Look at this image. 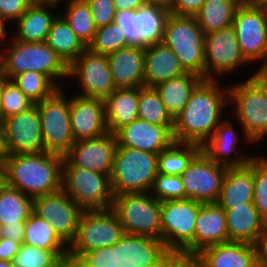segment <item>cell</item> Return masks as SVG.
<instances>
[{
	"label": "cell",
	"mask_w": 267,
	"mask_h": 267,
	"mask_svg": "<svg viewBox=\"0 0 267 267\" xmlns=\"http://www.w3.org/2000/svg\"><path fill=\"white\" fill-rule=\"evenodd\" d=\"M104 102L106 123L112 134L138 118V87L116 88Z\"/></svg>",
	"instance_id": "30"
},
{
	"label": "cell",
	"mask_w": 267,
	"mask_h": 267,
	"mask_svg": "<svg viewBox=\"0 0 267 267\" xmlns=\"http://www.w3.org/2000/svg\"><path fill=\"white\" fill-rule=\"evenodd\" d=\"M20 245V242L0 237V260L13 262Z\"/></svg>",
	"instance_id": "50"
},
{
	"label": "cell",
	"mask_w": 267,
	"mask_h": 267,
	"mask_svg": "<svg viewBox=\"0 0 267 267\" xmlns=\"http://www.w3.org/2000/svg\"><path fill=\"white\" fill-rule=\"evenodd\" d=\"M237 1L240 2L241 4L254 2V0H237Z\"/></svg>",
	"instance_id": "64"
},
{
	"label": "cell",
	"mask_w": 267,
	"mask_h": 267,
	"mask_svg": "<svg viewBox=\"0 0 267 267\" xmlns=\"http://www.w3.org/2000/svg\"><path fill=\"white\" fill-rule=\"evenodd\" d=\"M9 79L6 77L0 78V103H1V97H2V92H3V87L4 84L8 81ZM2 116H1V108H0V125H2Z\"/></svg>",
	"instance_id": "59"
},
{
	"label": "cell",
	"mask_w": 267,
	"mask_h": 267,
	"mask_svg": "<svg viewBox=\"0 0 267 267\" xmlns=\"http://www.w3.org/2000/svg\"><path fill=\"white\" fill-rule=\"evenodd\" d=\"M111 209L138 251L161 254V201L147 193L114 196Z\"/></svg>",
	"instance_id": "3"
},
{
	"label": "cell",
	"mask_w": 267,
	"mask_h": 267,
	"mask_svg": "<svg viewBox=\"0 0 267 267\" xmlns=\"http://www.w3.org/2000/svg\"><path fill=\"white\" fill-rule=\"evenodd\" d=\"M6 155L44 152L39 110L34 104L2 122Z\"/></svg>",
	"instance_id": "18"
},
{
	"label": "cell",
	"mask_w": 267,
	"mask_h": 267,
	"mask_svg": "<svg viewBox=\"0 0 267 267\" xmlns=\"http://www.w3.org/2000/svg\"><path fill=\"white\" fill-rule=\"evenodd\" d=\"M11 80L34 103L45 100L59 89L46 75L34 71L17 74Z\"/></svg>",
	"instance_id": "40"
},
{
	"label": "cell",
	"mask_w": 267,
	"mask_h": 267,
	"mask_svg": "<svg viewBox=\"0 0 267 267\" xmlns=\"http://www.w3.org/2000/svg\"><path fill=\"white\" fill-rule=\"evenodd\" d=\"M22 243L48 250H68L53 227L34 213L26 221Z\"/></svg>",
	"instance_id": "37"
},
{
	"label": "cell",
	"mask_w": 267,
	"mask_h": 267,
	"mask_svg": "<svg viewBox=\"0 0 267 267\" xmlns=\"http://www.w3.org/2000/svg\"><path fill=\"white\" fill-rule=\"evenodd\" d=\"M138 118L152 124L174 126V119L154 87H138Z\"/></svg>",
	"instance_id": "39"
},
{
	"label": "cell",
	"mask_w": 267,
	"mask_h": 267,
	"mask_svg": "<svg viewBox=\"0 0 267 267\" xmlns=\"http://www.w3.org/2000/svg\"><path fill=\"white\" fill-rule=\"evenodd\" d=\"M5 77L3 73V48H0V78Z\"/></svg>",
	"instance_id": "61"
},
{
	"label": "cell",
	"mask_w": 267,
	"mask_h": 267,
	"mask_svg": "<svg viewBox=\"0 0 267 267\" xmlns=\"http://www.w3.org/2000/svg\"><path fill=\"white\" fill-rule=\"evenodd\" d=\"M148 4H157L169 8L171 0H144Z\"/></svg>",
	"instance_id": "58"
},
{
	"label": "cell",
	"mask_w": 267,
	"mask_h": 267,
	"mask_svg": "<svg viewBox=\"0 0 267 267\" xmlns=\"http://www.w3.org/2000/svg\"><path fill=\"white\" fill-rule=\"evenodd\" d=\"M257 2L267 8V0H257Z\"/></svg>",
	"instance_id": "63"
},
{
	"label": "cell",
	"mask_w": 267,
	"mask_h": 267,
	"mask_svg": "<svg viewBox=\"0 0 267 267\" xmlns=\"http://www.w3.org/2000/svg\"><path fill=\"white\" fill-rule=\"evenodd\" d=\"M63 156L41 152L6 155V185L33 198L62 189Z\"/></svg>",
	"instance_id": "4"
},
{
	"label": "cell",
	"mask_w": 267,
	"mask_h": 267,
	"mask_svg": "<svg viewBox=\"0 0 267 267\" xmlns=\"http://www.w3.org/2000/svg\"><path fill=\"white\" fill-rule=\"evenodd\" d=\"M7 26L8 25L3 20L0 19V45L3 44L2 46H0V48H3L4 44H7L6 40L7 38H9L8 36H10V35H7L9 34L8 30H6L8 28Z\"/></svg>",
	"instance_id": "56"
},
{
	"label": "cell",
	"mask_w": 267,
	"mask_h": 267,
	"mask_svg": "<svg viewBox=\"0 0 267 267\" xmlns=\"http://www.w3.org/2000/svg\"><path fill=\"white\" fill-rule=\"evenodd\" d=\"M64 88L35 103L40 115L44 152L60 156H64L75 143L70 122V95H66Z\"/></svg>",
	"instance_id": "10"
},
{
	"label": "cell",
	"mask_w": 267,
	"mask_h": 267,
	"mask_svg": "<svg viewBox=\"0 0 267 267\" xmlns=\"http://www.w3.org/2000/svg\"><path fill=\"white\" fill-rule=\"evenodd\" d=\"M116 11L137 10L145 3L144 0H113Z\"/></svg>",
	"instance_id": "52"
},
{
	"label": "cell",
	"mask_w": 267,
	"mask_h": 267,
	"mask_svg": "<svg viewBox=\"0 0 267 267\" xmlns=\"http://www.w3.org/2000/svg\"><path fill=\"white\" fill-rule=\"evenodd\" d=\"M227 167L212 161L201 151L179 175L186 198L202 203L216 202Z\"/></svg>",
	"instance_id": "17"
},
{
	"label": "cell",
	"mask_w": 267,
	"mask_h": 267,
	"mask_svg": "<svg viewBox=\"0 0 267 267\" xmlns=\"http://www.w3.org/2000/svg\"><path fill=\"white\" fill-rule=\"evenodd\" d=\"M107 58L116 88L144 86L145 47L127 46Z\"/></svg>",
	"instance_id": "24"
},
{
	"label": "cell",
	"mask_w": 267,
	"mask_h": 267,
	"mask_svg": "<svg viewBox=\"0 0 267 267\" xmlns=\"http://www.w3.org/2000/svg\"><path fill=\"white\" fill-rule=\"evenodd\" d=\"M65 267H113V264L74 263L67 262Z\"/></svg>",
	"instance_id": "55"
},
{
	"label": "cell",
	"mask_w": 267,
	"mask_h": 267,
	"mask_svg": "<svg viewBox=\"0 0 267 267\" xmlns=\"http://www.w3.org/2000/svg\"><path fill=\"white\" fill-rule=\"evenodd\" d=\"M158 154L118 146L110 181L114 196L150 192L158 175Z\"/></svg>",
	"instance_id": "8"
},
{
	"label": "cell",
	"mask_w": 267,
	"mask_h": 267,
	"mask_svg": "<svg viewBox=\"0 0 267 267\" xmlns=\"http://www.w3.org/2000/svg\"><path fill=\"white\" fill-rule=\"evenodd\" d=\"M184 267H257L255 245L227 241L209 246Z\"/></svg>",
	"instance_id": "23"
},
{
	"label": "cell",
	"mask_w": 267,
	"mask_h": 267,
	"mask_svg": "<svg viewBox=\"0 0 267 267\" xmlns=\"http://www.w3.org/2000/svg\"><path fill=\"white\" fill-rule=\"evenodd\" d=\"M129 46L127 44L125 33L115 22L97 28L93 40L87 49L94 53L108 56L122 48Z\"/></svg>",
	"instance_id": "41"
},
{
	"label": "cell",
	"mask_w": 267,
	"mask_h": 267,
	"mask_svg": "<svg viewBox=\"0 0 267 267\" xmlns=\"http://www.w3.org/2000/svg\"><path fill=\"white\" fill-rule=\"evenodd\" d=\"M68 250H48L21 244L13 260L14 267H65Z\"/></svg>",
	"instance_id": "38"
},
{
	"label": "cell",
	"mask_w": 267,
	"mask_h": 267,
	"mask_svg": "<svg viewBox=\"0 0 267 267\" xmlns=\"http://www.w3.org/2000/svg\"><path fill=\"white\" fill-rule=\"evenodd\" d=\"M35 103L31 101L12 80H8L3 87L1 97L2 121L10 116L20 114L30 109Z\"/></svg>",
	"instance_id": "42"
},
{
	"label": "cell",
	"mask_w": 267,
	"mask_h": 267,
	"mask_svg": "<svg viewBox=\"0 0 267 267\" xmlns=\"http://www.w3.org/2000/svg\"><path fill=\"white\" fill-rule=\"evenodd\" d=\"M218 80H202L183 110L175 117V142L202 146L224 119L229 105V87ZM222 86V87H221Z\"/></svg>",
	"instance_id": "2"
},
{
	"label": "cell",
	"mask_w": 267,
	"mask_h": 267,
	"mask_svg": "<svg viewBox=\"0 0 267 267\" xmlns=\"http://www.w3.org/2000/svg\"><path fill=\"white\" fill-rule=\"evenodd\" d=\"M173 127L152 124L137 118L119 129L115 135L118 146L159 154L175 142Z\"/></svg>",
	"instance_id": "22"
},
{
	"label": "cell",
	"mask_w": 267,
	"mask_h": 267,
	"mask_svg": "<svg viewBox=\"0 0 267 267\" xmlns=\"http://www.w3.org/2000/svg\"><path fill=\"white\" fill-rule=\"evenodd\" d=\"M232 26L243 57L250 64L267 65V8L257 1L241 4Z\"/></svg>",
	"instance_id": "12"
},
{
	"label": "cell",
	"mask_w": 267,
	"mask_h": 267,
	"mask_svg": "<svg viewBox=\"0 0 267 267\" xmlns=\"http://www.w3.org/2000/svg\"><path fill=\"white\" fill-rule=\"evenodd\" d=\"M68 1L69 0H29V3L35 6H50L57 10L58 5L61 6V3L63 2L65 5Z\"/></svg>",
	"instance_id": "53"
},
{
	"label": "cell",
	"mask_w": 267,
	"mask_h": 267,
	"mask_svg": "<svg viewBox=\"0 0 267 267\" xmlns=\"http://www.w3.org/2000/svg\"><path fill=\"white\" fill-rule=\"evenodd\" d=\"M9 39L3 47L6 78L11 80L17 74L34 71L46 75L58 88H63L61 79L68 80V66L46 42H20L11 36Z\"/></svg>",
	"instance_id": "6"
},
{
	"label": "cell",
	"mask_w": 267,
	"mask_h": 267,
	"mask_svg": "<svg viewBox=\"0 0 267 267\" xmlns=\"http://www.w3.org/2000/svg\"><path fill=\"white\" fill-rule=\"evenodd\" d=\"M257 267H267V223L256 243Z\"/></svg>",
	"instance_id": "51"
},
{
	"label": "cell",
	"mask_w": 267,
	"mask_h": 267,
	"mask_svg": "<svg viewBox=\"0 0 267 267\" xmlns=\"http://www.w3.org/2000/svg\"><path fill=\"white\" fill-rule=\"evenodd\" d=\"M227 241L225 211L216 202H201L195 223L194 256L206 247Z\"/></svg>",
	"instance_id": "25"
},
{
	"label": "cell",
	"mask_w": 267,
	"mask_h": 267,
	"mask_svg": "<svg viewBox=\"0 0 267 267\" xmlns=\"http://www.w3.org/2000/svg\"><path fill=\"white\" fill-rule=\"evenodd\" d=\"M201 151L200 145L174 142L158 154V173L180 175Z\"/></svg>",
	"instance_id": "36"
},
{
	"label": "cell",
	"mask_w": 267,
	"mask_h": 267,
	"mask_svg": "<svg viewBox=\"0 0 267 267\" xmlns=\"http://www.w3.org/2000/svg\"><path fill=\"white\" fill-rule=\"evenodd\" d=\"M113 267H178L175 261L155 251H138L135 255L113 263Z\"/></svg>",
	"instance_id": "45"
},
{
	"label": "cell",
	"mask_w": 267,
	"mask_h": 267,
	"mask_svg": "<svg viewBox=\"0 0 267 267\" xmlns=\"http://www.w3.org/2000/svg\"><path fill=\"white\" fill-rule=\"evenodd\" d=\"M252 159L246 166L227 168L216 203L223 209L253 202Z\"/></svg>",
	"instance_id": "28"
},
{
	"label": "cell",
	"mask_w": 267,
	"mask_h": 267,
	"mask_svg": "<svg viewBox=\"0 0 267 267\" xmlns=\"http://www.w3.org/2000/svg\"><path fill=\"white\" fill-rule=\"evenodd\" d=\"M33 213V199L8 185L0 187V223L26 222Z\"/></svg>",
	"instance_id": "34"
},
{
	"label": "cell",
	"mask_w": 267,
	"mask_h": 267,
	"mask_svg": "<svg viewBox=\"0 0 267 267\" xmlns=\"http://www.w3.org/2000/svg\"><path fill=\"white\" fill-rule=\"evenodd\" d=\"M0 155H6V150L4 147L3 128L1 125H0Z\"/></svg>",
	"instance_id": "60"
},
{
	"label": "cell",
	"mask_w": 267,
	"mask_h": 267,
	"mask_svg": "<svg viewBox=\"0 0 267 267\" xmlns=\"http://www.w3.org/2000/svg\"><path fill=\"white\" fill-rule=\"evenodd\" d=\"M6 155H0V187L6 184Z\"/></svg>",
	"instance_id": "54"
},
{
	"label": "cell",
	"mask_w": 267,
	"mask_h": 267,
	"mask_svg": "<svg viewBox=\"0 0 267 267\" xmlns=\"http://www.w3.org/2000/svg\"><path fill=\"white\" fill-rule=\"evenodd\" d=\"M162 43L176 54L181 67L204 79L205 34L195 16L169 14Z\"/></svg>",
	"instance_id": "9"
},
{
	"label": "cell",
	"mask_w": 267,
	"mask_h": 267,
	"mask_svg": "<svg viewBox=\"0 0 267 267\" xmlns=\"http://www.w3.org/2000/svg\"><path fill=\"white\" fill-rule=\"evenodd\" d=\"M118 148L115 134L75 142L63 156L62 166H77L110 175Z\"/></svg>",
	"instance_id": "20"
},
{
	"label": "cell",
	"mask_w": 267,
	"mask_h": 267,
	"mask_svg": "<svg viewBox=\"0 0 267 267\" xmlns=\"http://www.w3.org/2000/svg\"><path fill=\"white\" fill-rule=\"evenodd\" d=\"M70 122L75 142L108 133L104 99L71 95Z\"/></svg>",
	"instance_id": "21"
},
{
	"label": "cell",
	"mask_w": 267,
	"mask_h": 267,
	"mask_svg": "<svg viewBox=\"0 0 267 267\" xmlns=\"http://www.w3.org/2000/svg\"><path fill=\"white\" fill-rule=\"evenodd\" d=\"M259 156L267 163V156H266V154H265V156H264V154L262 155V154H259Z\"/></svg>",
	"instance_id": "65"
},
{
	"label": "cell",
	"mask_w": 267,
	"mask_h": 267,
	"mask_svg": "<svg viewBox=\"0 0 267 267\" xmlns=\"http://www.w3.org/2000/svg\"><path fill=\"white\" fill-rule=\"evenodd\" d=\"M62 189L83 210H105L113 204L108 174L77 166H62Z\"/></svg>",
	"instance_id": "11"
},
{
	"label": "cell",
	"mask_w": 267,
	"mask_h": 267,
	"mask_svg": "<svg viewBox=\"0 0 267 267\" xmlns=\"http://www.w3.org/2000/svg\"><path fill=\"white\" fill-rule=\"evenodd\" d=\"M253 204L267 223V163L258 154L252 159Z\"/></svg>",
	"instance_id": "43"
},
{
	"label": "cell",
	"mask_w": 267,
	"mask_h": 267,
	"mask_svg": "<svg viewBox=\"0 0 267 267\" xmlns=\"http://www.w3.org/2000/svg\"><path fill=\"white\" fill-rule=\"evenodd\" d=\"M205 0H171L170 13L179 16H195Z\"/></svg>",
	"instance_id": "48"
},
{
	"label": "cell",
	"mask_w": 267,
	"mask_h": 267,
	"mask_svg": "<svg viewBox=\"0 0 267 267\" xmlns=\"http://www.w3.org/2000/svg\"><path fill=\"white\" fill-rule=\"evenodd\" d=\"M240 5L237 0H205L195 18L206 35L231 26Z\"/></svg>",
	"instance_id": "33"
},
{
	"label": "cell",
	"mask_w": 267,
	"mask_h": 267,
	"mask_svg": "<svg viewBox=\"0 0 267 267\" xmlns=\"http://www.w3.org/2000/svg\"><path fill=\"white\" fill-rule=\"evenodd\" d=\"M223 210L226 214L228 241L255 245L266 222L259 216L253 202Z\"/></svg>",
	"instance_id": "27"
},
{
	"label": "cell",
	"mask_w": 267,
	"mask_h": 267,
	"mask_svg": "<svg viewBox=\"0 0 267 267\" xmlns=\"http://www.w3.org/2000/svg\"><path fill=\"white\" fill-rule=\"evenodd\" d=\"M26 222H17V224H7L1 226L0 237L8 238L22 244Z\"/></svg>",
	"instance_id": "49"
},
{
	"label": "cell",
	"mask_w": 267,
	"mask_h": 267,
	"mask_svg": "<svg viewBox=\"0 0 267 267\" xmlns=\"http://www.w3.org/2000/svg\"><path fill=\"white\" fill-rule=\"evenodd\" d=\"M45 42L67 66L87 49L60 13L53 20Z\"/></svg>",
	"instance_id": "32"
},
{
	"label": "cell",
	"mask_w": 267,
	"mask_h": 267,
	"mask_svg": "<svg viewBox=\"0 0 267 267\" xmlns=\"http://www.w3.org/2000/svg\"><path fill=\"white\" fill-rule=\"evenodd\" d=\"M201 202L189 198L161 201V254L184 267L194 257L195 223Z\"/></svg>",
	"instance_id": "5"
},
{
	"label": "cell",
	"mask_w": 267,
	"mask_h": 267,
	"mask_svg": "<svg viewBox=\"0 0 267 267\" xmlns=\"http://www.w3.org/2000/svg\"><path fill=\"white\" fill-rule=\"evenodd\" d=\"M0 267H14L13 262L0 260Z\"/></svg>",
	"instance_id": "62"
},
{
	"label": "cell",
	"mask_w": 267,
	"mask_h": 267,
	"mask_svg": "<svg viewBox=\"0 0 267 267\" xmlns=\"http://www.w3.org/2000/svg\"><path fill=\"white\" fill-rule=\"evenodd\" d=\"M84 210L63 190L33 198V213L46 220L69 247Z\"/></svg>",
	"instance_id": "16"
},
{
	"label": "cell",
	"mask_w": 267,
	"mask_h": 267,
	"mask_svg": "<svg viewBox=\"0 0 267 267\" xmlns=\"http://www.w3.org/2000/svg\"><path fill=\"white\" fill-rule=\"evenodd\" d=\"M63 10L66 12L60 9L59 13L68 22L71 30L80 41L88 47L93 40L97 27L86 0H69Z\"/></svg>",
	"instance_id": "35"
},
{
	"label": "cell",
	"mask_w": 267,
	"mask_h": 267,
	"mask_svg": "<svg viewBox=\"0 0 267 267\" xmlns=\"http://www.w3.org/2000/svg\"><path fill=\"white\" fill-rule=\"evenodd\" d=\"M186 72L176 54L163 43L145 47L144 86L155 87Z\"/></svg>",
	"instance_id": "26"
},
{
	"label": "cell",
	"mask_w": 267,
	"mask_h": 267,
	"mask_svg": "<svg viewBox=\"0 0 267 267\" xmlns=\"http://www.w3.org/2000/svg\"><path fill=\"white\" fill-rule=\"evenodd\" d=\"M97 28L114 22L116 10L113 0H86Z\"/></svg>",
	"instance_id": "46"
},
{
	"label": "cell",
	"mask_w": 267,
	"mask_h": 267,
	"mask_svg": "<svg viewBox=\"0 0 267 267\" xmlns=\"http://www.w3.org/2000/svg\"><path fill=\"white\" fill-rule=\"evenodd\" d=\"M203 79L194 73H185L155 86L167 112L173 119L183 110L193 90Z\"/></svg>",
	"instance_id": "31"
},
{
	"label": "cell",
	"mask_w": 267,
	"mask_h": 267,
	"mask_svg": "<svg viewBox=\"0 0 267 267\" xmlns=\"http://www.w3.org/2000/svg\"><path fill=\"white\" fill-rule=\"evenodd\" d=\"M30 6L29 0H0V19L9 26L15 23Z\"/></svg>",
	"instance_id": "47"
},
{
	"label": "cell",
	"mask_w": 267,
	"mask_h": 267,
	"mask_svg": "<svg viewBox=\"0 0 267 267\" xmlns=\"http://www.w3.org/2000/svg\"><path fill=\"white\" fill-rule=\"evenodd\" d=\"M233 124V120L231 121L230 119H228V117H225L220 122L210 138L202 145V151L212 161H215L217 164L225 166L227 168L246 166L248 162L257 155L256 152L251 153L249 150L248 152L242 149L241 152L238 151V149H240L238 145L241 144L240 140L242 139L243 141L247 140L246 142L251 147L252 145L253 147L255 145L247 137L243 128H241V132L239 131V133H237L238 131L237 129H235V125Z\"/></svg>",
	"instance_id": "19"
},
{
	"label": "cell",
	"mask_w": 267,
	"mask_h": 267,
	"mask_svg": "<svg viewBox=\"0 0 267 267\" xmlns=\"http://www.w3.org/2000/svg\"><path fill=\"white\" fill-rule=\"evenodd\" d=\"M169 14V8L146 3L137 10L116 11L114 22L124 31L129 46L147 47L162 43Z\"/></svg>",
	"instance_id": "13"
},
{
	"label": "cell",
	"mask_w": 267,
	"mask_h": 267,
	"mask_svg": "<svg viewBox=\"0 0 267 267\" xmlns=\"http://www.w3.org/2000/svg\"><path fill=\"white\" fill-rule=\"evenodd\" d=\"M204 51V80L219 81L223 75H235L242 66L251 65L241 53L232 25L206 34Z\"/></svg>",
	"instance_id": "14"
},
{
	"label": "cell",
	"mask_w": 267,
	"mask_h": 267,
	"mask_svg": "<svg viewBox=\"0 0 267 267\" xmlns=\"http://www.w3.org/2000/svg\"><path fill=\"white\" fill-rule=\"evenodd\" d=\"M251 74L240 83L228 86L229 104L234 106L231 113L239 127L258 146L267 139V86L256 71Z\"/></svg>",
	"instance_id": "7"
},
{
	"label": "cell",
	"mask_w": 267,
	"mask_h": 267,
	"mask_svg": "<svg viewBox=\"0 0 267 267\" xmlns=\"http://www.w3.org/2000/svg\"><path fill=\"white\" fill-rule=\"evenodd\" d=\"M137 252L111 208L84 210L68 247V262L113 264Z\"/></svg>",
	"instance_id": "1"
},
{
	"label": "cell",
	"mask_w": 267,
	"mask_h": 267,
	"mask_svg": "<svg viewBox=\"0 0 267 267\" xmlns=\"http://www.w3.org/2000/svg\"><path fill=\"white\" fill-rule=\"evenodd\" d=\"M256 75L263 81V83L267 86V65L259 66L256 71Z\"/></svg>",
	"instance_id": "57"
},
{
	"label": "cell",
	"mask_w": 267,
	"mask_h": 267,
	"mask_svg": "<svg viewBox=\"0 0 267 267\" xmlns=\"http://www.w3.org/2000/svg\"><path fill=\"white\" fill-rule=\"evenodd\" d=\"M149 193L159 201L186 199L185 190L179 175L158 173Z\"/></svg>",
	"instance_id": "44"
},
{
	"label": "cell",
	"mask_w": 267,
	"mask_h": 267,
	"mask_svg": "<svg viewBox=\"0 0 267 267\" xmlns=\"http://www.w3.org/2000/svg\"><path fill=\"white\" fill-rule=\"evenodd\" d=\"M68 79L78 82L83 97L105 99L115 89L108 58L86 49L68 66Z\"/></svg>",
	"instance_id": "15"
},
{
	"label": "cell",
	"mask_w": 267,
	"mask_h": 267,
	"mask_svg": "<svg viewBox=\"0 0 267 267\" xmlns=\"http://www.w3.org/2000/svg\"><path fill=\"white\" fill-rule=\"evenodd\" d=\"M54 7L31 5L13 24L15 31L11 37L20 42H45L51 24L59 14ZM57 12V13H56Z\"/></svg>",
	"instance_id": "29"
}]
</instances>
